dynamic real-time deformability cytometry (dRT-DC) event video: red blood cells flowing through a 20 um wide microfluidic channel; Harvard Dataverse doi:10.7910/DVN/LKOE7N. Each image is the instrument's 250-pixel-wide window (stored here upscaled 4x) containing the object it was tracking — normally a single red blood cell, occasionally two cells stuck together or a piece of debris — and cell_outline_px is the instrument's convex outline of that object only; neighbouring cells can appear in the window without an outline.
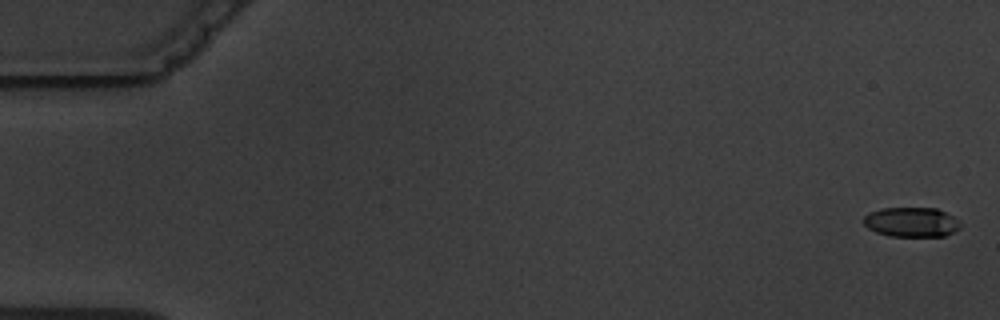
{"species": "common noctule bat (a hibernating species)", "species_latin": "Nyctalus noctula", "temperature_condition": "warm", "stored_images_in_passage": 8, "camera_frame_rate_fps": 3000, "um_per_image_px": 0.085, "animal": {"sex": "male", "body_mass_g": 19.5, "forearm_length_mm": 54.6}, "frame": {"image": 1, "passage_image": 1, "time_ms": 0.0, "image_size_px": [1000, 320], "cell_outline_px": [[960, 228], [944, 236], [888, 236], [876, 232], [868, 228], [864, 224], [864, 216], [872, 212], [884, 208], [936, 208], [960, 220]], "centroid_in_image_um": [77.49, 18.88], "position_along_channel_um": 7.5, "area_um2": 16.59}}
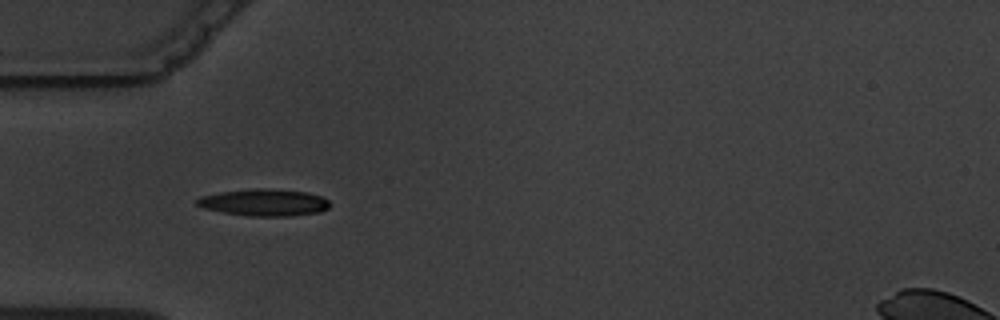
{"frame": {"image": 2, "passage_image": 5, "time_ms": 5.667, "image_size_px": [1000, 320], "cell_outline_px": [[332, 204], [328, 208], [320, 212], [288, 216], [248, 216], [224, 212], [204, 208], [196, 204], [196, 200], [200, 196], [220, 192], [260, 188], [264, 188], [308, 192], [320, 196], [328, 200]], "centroid_in_image_um": [22.48, 17.21], "position_along_channel_um": 62.5, "area_um2": 20.75}}